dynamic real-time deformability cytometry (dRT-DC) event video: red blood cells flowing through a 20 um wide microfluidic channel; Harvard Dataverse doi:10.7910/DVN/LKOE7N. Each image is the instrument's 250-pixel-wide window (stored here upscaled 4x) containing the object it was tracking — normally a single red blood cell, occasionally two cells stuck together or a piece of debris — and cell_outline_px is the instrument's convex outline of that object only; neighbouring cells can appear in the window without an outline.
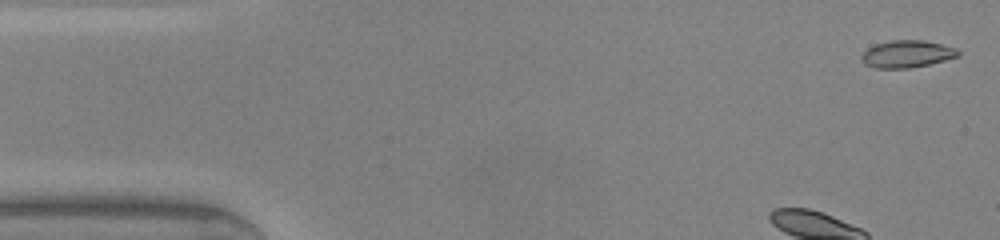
{"species": "common noctule bat (a hibernating species)", "species_latin": "Nyctalus noctula", "temperature_condition": "warm", "stored_images_in_passage": 45, "camera_frame_rate_fps": 3000, "um_per_image_px": 0.085, "animal": {"sex": "male", "body_mass_g": 20.0, "forearm_length_mm": 53.3}, "frame": {"image": 1, "passage_image": 1, "time_ms": 0.0, "image_size_px": [1000, 240], "cell_outline_px": [[960, 56], [928, 64], [908, 68], [876, 68], [864, 64], [860, 60], [860, 56], [868, 48], [876, 44], [892, 40], [924, 40], [956, 48], [960, 52]], "centroid_in_image_um": [77.07, 4.59], "position_along_channel_um": 7.9, "area_um2": 15.26}, "authors_computed_cell_mechanics": {"area_um2": 17.4556, "velocity_mm_per_s": 4.216, "shape_relaxation_time_tau1_ms": 2.9049, "shape_relaxation_time_tau2_ms": null, "deformation_change_tau1": 0.1219, "deformation_change_tau2": null}}